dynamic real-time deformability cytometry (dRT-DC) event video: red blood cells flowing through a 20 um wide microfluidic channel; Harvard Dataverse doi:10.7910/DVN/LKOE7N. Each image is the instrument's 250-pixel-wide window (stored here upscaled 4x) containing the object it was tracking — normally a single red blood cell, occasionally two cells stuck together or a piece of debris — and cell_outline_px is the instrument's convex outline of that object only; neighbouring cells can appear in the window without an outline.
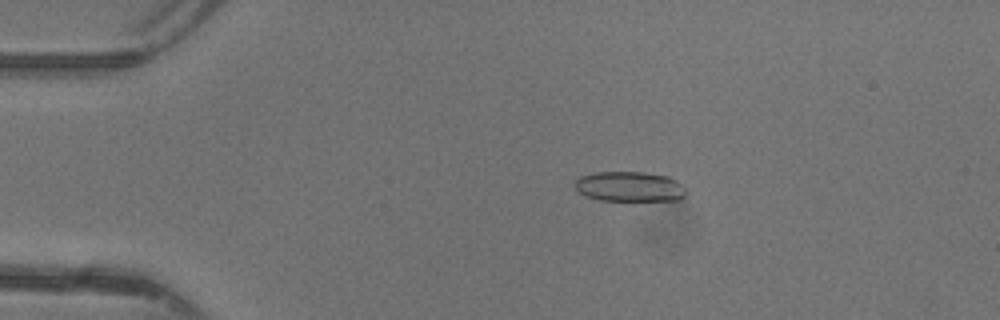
{"species": "common noctule bat (a hibernating species)", "species_latin": "Nyctalus noctula", "temperature_condition": "warm", "stored_images_in_passage": 48, "camera_frame_rate_fps": 3000, "um_per_image_px": 0.085, "animal": {"sex": "female"}, "frame": {"image": 1, "passage_image": 10, "time_ms": 3.0, "image_size_px": [1000, 320], "cell_outline_px": [[688, 192], [680, 200], [600, 200], [584, 196], [576, 188], [576, 180], [580, 176], [596, 172], [644, 172], [668, 176], [676, 180]], "centroid_in_image_um": [53.53, 15.86], "position_along_channel_um": 31.5, "area_um2": 19.42}}
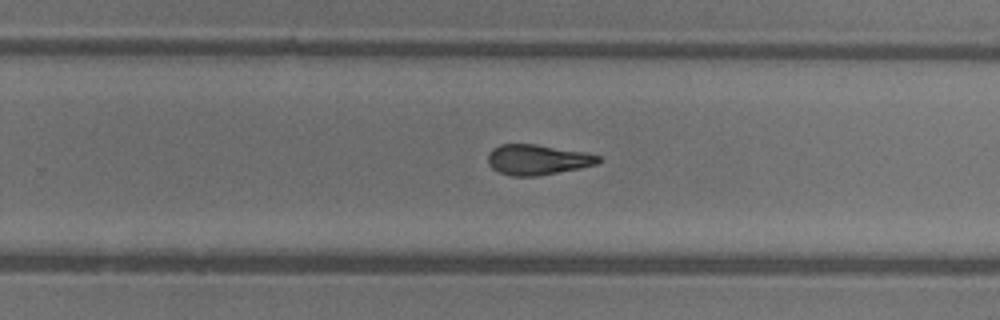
{"frame": {"image": 2, "passage_image": 31, "time_ms": 10.0, "image_size_px": [1000, 320], "cell_outline_px": [[600, 160], [596, 164], [580, 168], [536, 176], [512, 176], [500, 172], [492, 168], [488, 164], [488, 152], [492, 148], [500, 144], [536, 144], [584, 152], [600, 156]], "centroid_in_image_um": [45.65, 13.56], "position_along_channel_um": 284.2, "area_um2": 19.42}}
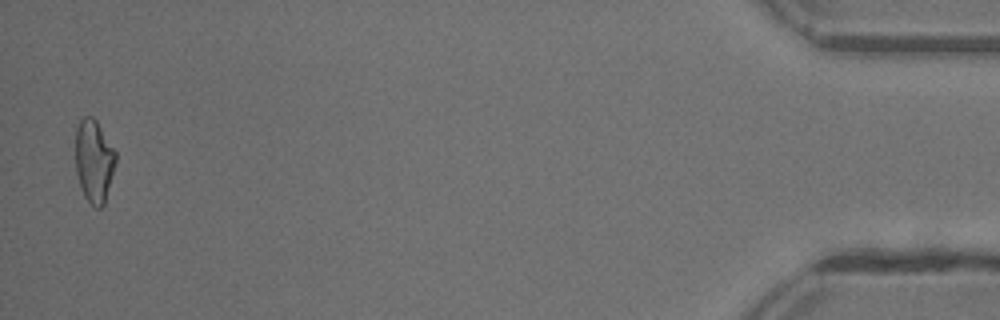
{"frame": {"image": 3, "passage_image": 47, "time_ms": 15.333, "image_size_px": [1000, 320], "cell_outline_px": [[116, 164], [104, 204], [100, 208], [96, 208], [84, 196], [76, 172], [76, 128], [80, 120], [84, 116], [92, 116], [96, 120], [116, 152]], "centroid_in_image_um": [8.0, 13.67], "position_along_channel_um": 427.2, "area_um2": 19.31}, "authors_computed_cell_mechanics": {"area_um2": 19.9121, "velocity_mm_per_s": 4.4207, "shape_relaxation_time_tau1_ms": null, "shape_relaxation_time_tau2_ms": 2.5486, "deformation_change_tau1": null, "deformation_change_tau2": 0.1173}}